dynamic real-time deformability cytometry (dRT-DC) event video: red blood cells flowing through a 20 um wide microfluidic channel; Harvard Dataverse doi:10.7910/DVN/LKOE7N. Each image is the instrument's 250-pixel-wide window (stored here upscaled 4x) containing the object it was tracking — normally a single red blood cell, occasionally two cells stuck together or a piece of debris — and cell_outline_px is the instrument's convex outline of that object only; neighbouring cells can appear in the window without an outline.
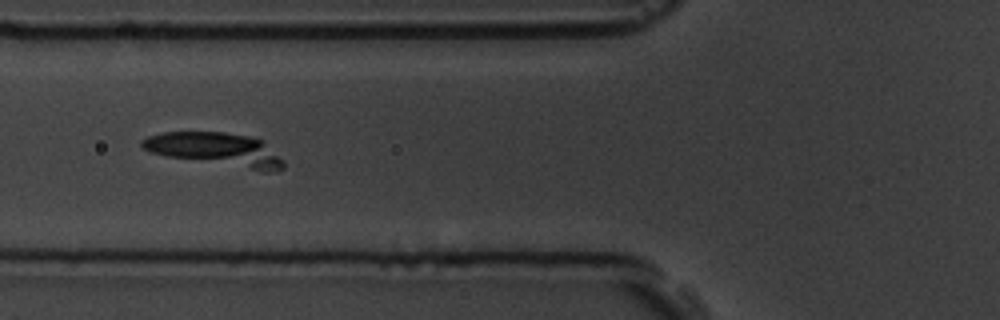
{"species": "common noctule bat (a hibernating species)", "species_latin": "Nyctalus noctula", "temperature_condition": "room temperature", "stored_images_in_passage": 10, "camera_frame_rate_fps": 3000, "um_per_image_px": 0.085, "animal": {"sex": "male", "body_mass_g": 19.5, "forearm_length_mm": 54.6}, "frame": {"image": 1, "passage_image": 7, "time_ms": 7.667, "image_size_px": [1000, 320], "cell_outline_px": [[284, 168], [276, 172], [260, 172], [168, 156], [152, 152], [144, 148], [140, 144], [140, 140], [148, 136], [160, 132], [224, 132], [248, 136], [264, 140], [284, 160]], "centroid_in_image_um": [18.43, 12.72], "position_along_channel_um": 107.4, "area_um2": 27.92}}
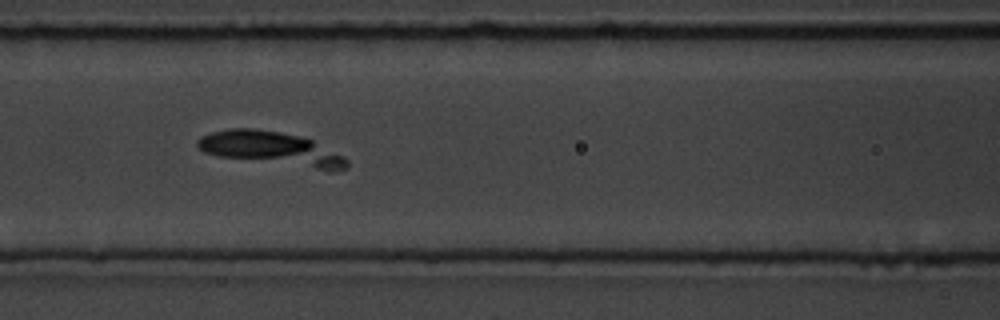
{"frame": {"image": 2, "passage_image": 8, "time_ms": 8.667, "image_size_px": [1000, 320], "cell_outline_px": [[348, 168], [332, 172], [328, 172], [216, 156], [204, 152], [196, 144], [196, 140], [200, 136], [212, 132], [232, 128], [256, 128], [280, 132], [312, 140], [344, 156], [348, 160]], "centroid_in_image_um": [23.09, 12.67], "position_along_channel_um": 143.5, "area_um2": 29.88}}